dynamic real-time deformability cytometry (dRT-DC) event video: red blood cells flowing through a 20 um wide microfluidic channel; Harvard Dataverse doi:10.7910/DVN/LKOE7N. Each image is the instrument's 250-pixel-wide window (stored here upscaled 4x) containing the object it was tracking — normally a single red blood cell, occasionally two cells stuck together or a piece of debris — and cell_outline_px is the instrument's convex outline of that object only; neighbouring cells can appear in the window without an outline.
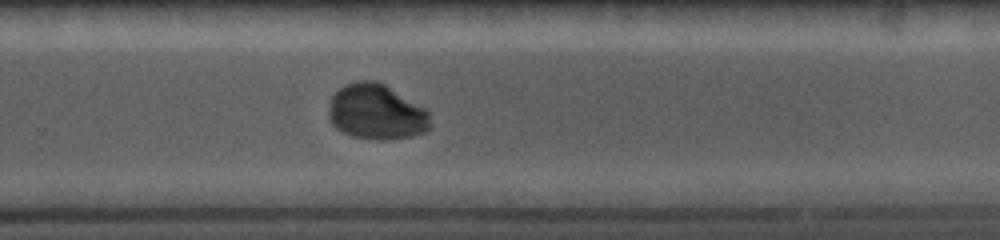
{"species": "common noctule bat (a hibernating species)", "species_latin": "Nyctalus noctula", "temperature_condition": "cold", "stored_images_in_passage": 31, "camera_frame_rate_fps": 5000, "um_per_image_px": 0.085, "animal": {"sex": "female", "body_mass_g": 19.0, "forearm_length_mm": 56.7}, "frame": {"image": 1, "passage_image": 24, "time_ms": 11.0, "image_size_px": [1000, 240], "cell_outline_px": [[432, 124], [428, 132], [408, 136], [384, 140], [352, 136], [336, 128], [328, 120], [328, 112], [332, 96], [344, 84], [356, 80], [376, 80], [384, 84], [424, 108], [428, 112]], "centroid_in_image_um": [31.98, 9.51], "position_along_channel_um": 297.8, "area_um2": 32.77}}
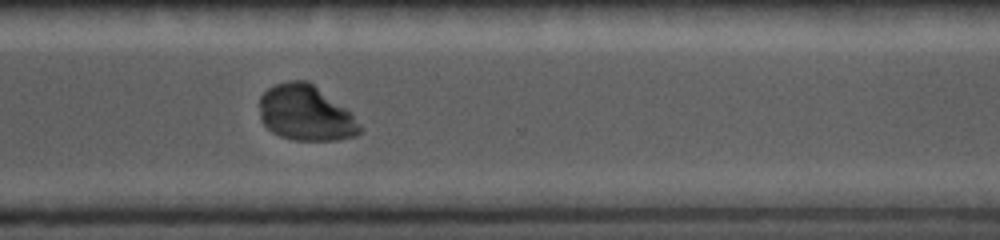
{"frame": {"image": 2, "passage_image": 27, "time_ms": 12.2, "image_size_px": [1000, 240], "cell_outline_px": [[364, 128], [356, 136], [336, 140], [292, 140], [280, 136], [272, 132], [260, 120], [260, 96], [268, 88], [276, 84], [288, 80], [308, 80], [352, 112]], "centroid_in_image_um": [26.01, 9.61], "position_along_channel_um": 344.6, "area_um2": 32.83}}